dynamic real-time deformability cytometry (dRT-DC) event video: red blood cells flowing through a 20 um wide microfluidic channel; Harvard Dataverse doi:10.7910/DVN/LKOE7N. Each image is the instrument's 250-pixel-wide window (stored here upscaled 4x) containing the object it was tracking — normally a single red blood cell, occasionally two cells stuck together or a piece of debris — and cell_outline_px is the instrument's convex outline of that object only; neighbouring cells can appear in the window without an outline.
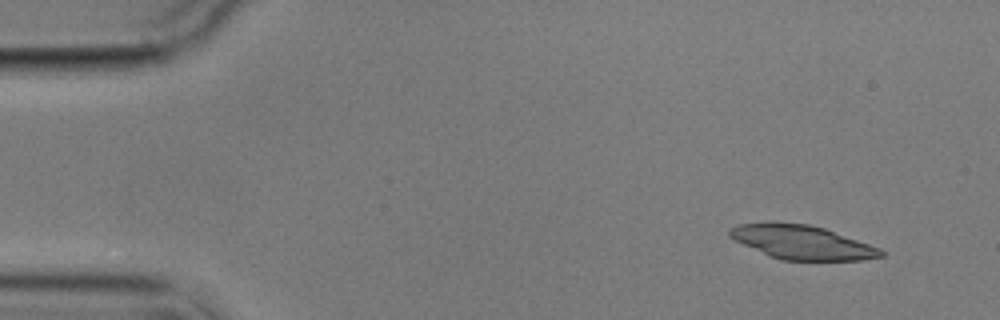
{"species": "common noctule bat (a hibernating species)", "species_latin": "Nyctalus noctula", "temperature_condition": "cold", "stored_images_in_passage": 4, "camera_frame_rate_fps": 3000, "um_per_image_px": 0.085, "animal": {"sex": "male", "body_mass_g": 17.9}, "frame": {"image": 1, "passage_image": 1, "time_ms": 0.0, "image_size_px": [1000, 320], "cell_outline_px": [[884, 256], [860, 260], [780, 260], [744, 244], [728, 236], [728, 228], [740, 224], [772, 220], [808, 224], [824, 228], [880, 248], [884, 252]], "centroid_in_image_um": [68.13, 20.56], "position_along_channel_um": 16.9, "area_um2": 30.0}}